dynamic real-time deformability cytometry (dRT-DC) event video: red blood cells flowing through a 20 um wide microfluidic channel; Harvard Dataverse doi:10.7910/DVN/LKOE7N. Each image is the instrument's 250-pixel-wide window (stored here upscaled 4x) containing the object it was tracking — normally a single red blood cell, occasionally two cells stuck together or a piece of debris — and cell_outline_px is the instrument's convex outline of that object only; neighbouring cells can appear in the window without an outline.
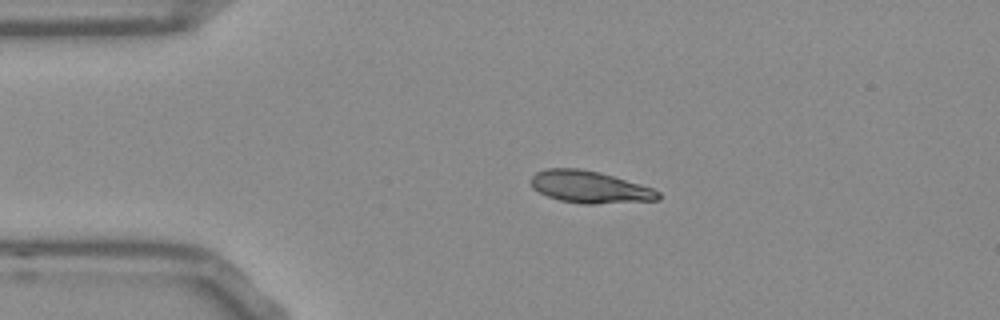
{"species": "Egyptian fruit bat (a non-hibernating species)", "species_latin": "Rousettus aegyptiacus", "temperature_condition": "room temperature", "stored_images_in_passage": 44, "camera_frame_rate_fps": 3000, "um_per_image_px": 0.085, "frame": {"image": 1, "passage_image": 1, "time_ms": 0.0, "image_size_px": [1000, 320], "cell_outline_px": [[660, 200], [592, 204], [584, 204], [560, 200], [548, 196], [532, 188], [532, 176], [536, 172], [548, 168], [580, 168], [600, 172], [640, 184], [652, 188], [660, 192]], "centroid_in_image_um": [50.14, 15.89], "position_along_channel_um": 34.9, "area_um2": 23.7}}
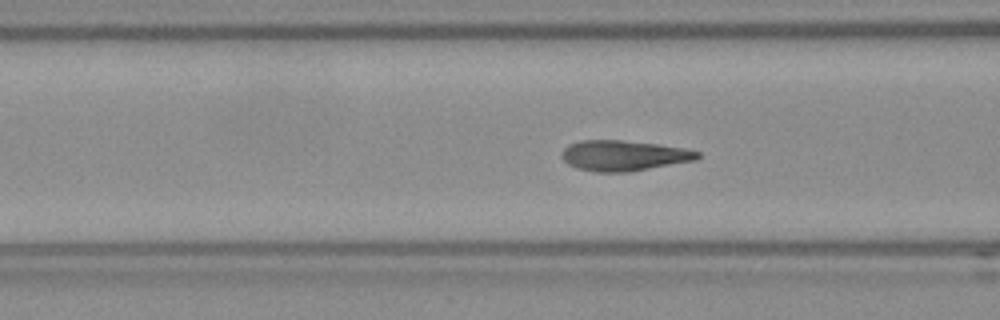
{"frame": {"image": 2, "passage_image": 10, "time_ms": 3.0, "image_size_px": [1000, 320], "cell_outline_px": [[700, 156], [696, 160], [628, 172], [596, 172], [576, 168], [568, 164], [560, 156], [564, 148], [568, 144], [580, 140], [620, 140], [656, 144], [680, 148], [700, 152]], "centroid_in_image_um": [52.96, 13.23], "position_along_channel_um": 113.6, "area_um2": 23.99}}
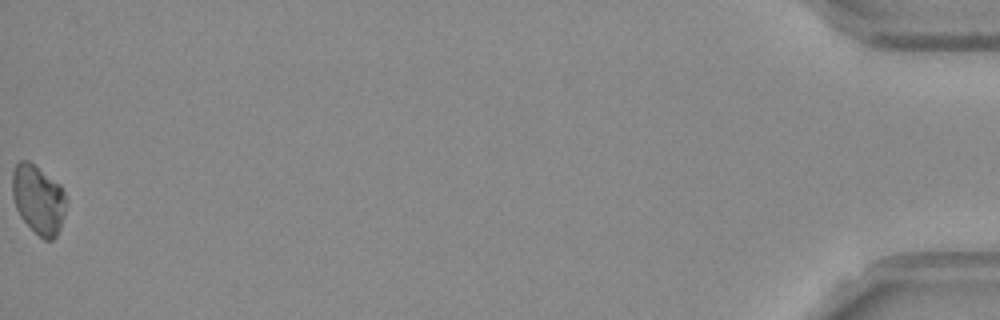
{"frame": {"image": 3, "passage_image": 44, "time_ms": 14.333, "image_size_px": [1000, 320], "cell_outline_px": [[68, 204], [60, 228], [56, 236], [52, 240], [44, 240], [20, 216], [16, 208], [12, 196], [12, 172], [16, 164], [20, 160], [28, 160], [60, 184], [68, 200]], "centroid_in_image_um": [3.28, 16.94], "position_along_channel_um": 431.9, "area_um2": 21.79}, "authors_computed_cell_mechanics": {"area_um2": 22.542, "velocity_mm_per_s": 3.7499, "shape_relaxation_time_tau1_ms": 5.6466, "shape_relaxation_time_tau2_ms": null, "deformation_change_tau1": 0.2004, "deformation_change_tau2": null}}